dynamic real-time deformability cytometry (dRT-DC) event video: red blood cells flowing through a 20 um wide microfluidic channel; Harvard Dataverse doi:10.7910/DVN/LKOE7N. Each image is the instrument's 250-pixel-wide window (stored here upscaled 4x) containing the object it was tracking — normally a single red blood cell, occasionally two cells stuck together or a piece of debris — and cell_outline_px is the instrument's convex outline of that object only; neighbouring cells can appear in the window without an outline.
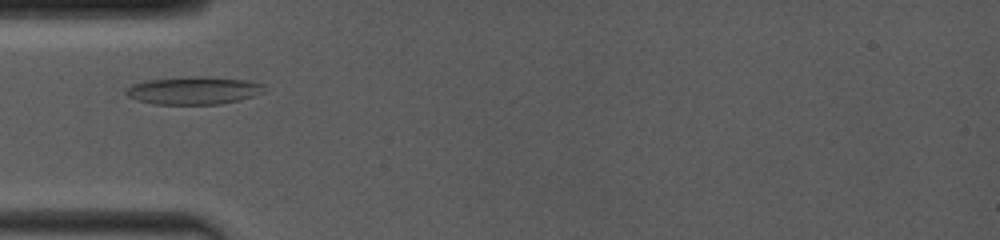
{"species": "common noctule bat (a hibernating species)", "species_latin": "Nyctalus noctula", "temperature_condition": "room temperature", "stored_images_in_passage": 50, "camera_frame_rate_fps": 4000, "um_per_image_px": 0.085, "animal": {"sex": "female", "body_mass_g": 19.0, "forearm_length_mm": 53.3}, "frame": {"image": 1, "passage_image": 1, "time_ms": 0.0, "image_size_px": [1000, 240], "cell_outline_px": [[264, 92], [240, 100], [220, 104], [152, 104], [136, 100], [128, 96], [124, 92], [124, 88], [132, 84], [148, 80], [196, 76], [248, 80], [264, 84]], "centroid_in_image_um": [16.43, 7.7], "position_along_channel_um": 68.6, "area_um2": 22.37}}
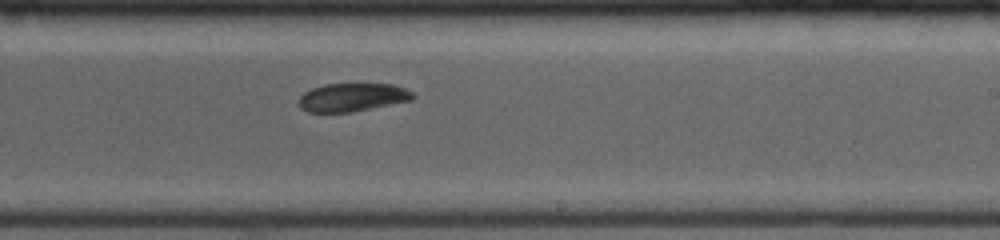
{"frame": {"image": 2, "passage_image": 22, "time_ms": 4.75, "image_size_px": [1000, 240], "cell_outline_px": [[416, 96], [412, 100], [352, 112], [308, 112], [300, 108], [300, 96], [304, 92], [312, 88], [324, 84], [392, 84], [404, 88], [412, 92]], "centroid_in_image_um": [29.95, 8.27], "position_along_channel_um": 259.0, "area_um2": 18.73}}
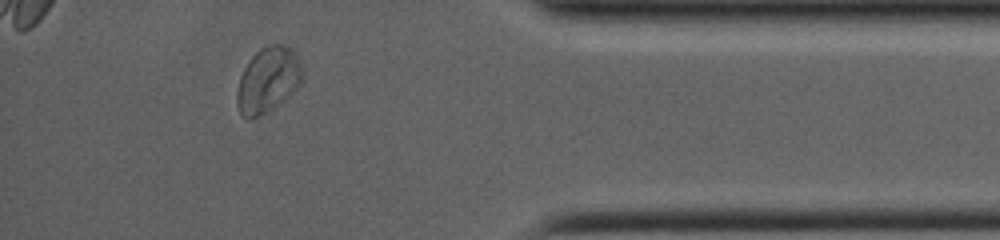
{"frame": {"image": 3, "passage_image": 41, "time_ms": 9.0, "image_size_px": [1000, 240], "cell_outline_px": [[304, 76], [300, 84], [288, 96], [260, 116], [252, 120], [248, 120], [240, 112], [236, 100], [236, 92], [240, 76], [248, 60], [260, 48], [268, 44], [284, 44], [296, 52]], "centroid_in_image_um": [22.77, 6.77], "position_along_channel_um": 412.4, "area_um2": 24.97}}